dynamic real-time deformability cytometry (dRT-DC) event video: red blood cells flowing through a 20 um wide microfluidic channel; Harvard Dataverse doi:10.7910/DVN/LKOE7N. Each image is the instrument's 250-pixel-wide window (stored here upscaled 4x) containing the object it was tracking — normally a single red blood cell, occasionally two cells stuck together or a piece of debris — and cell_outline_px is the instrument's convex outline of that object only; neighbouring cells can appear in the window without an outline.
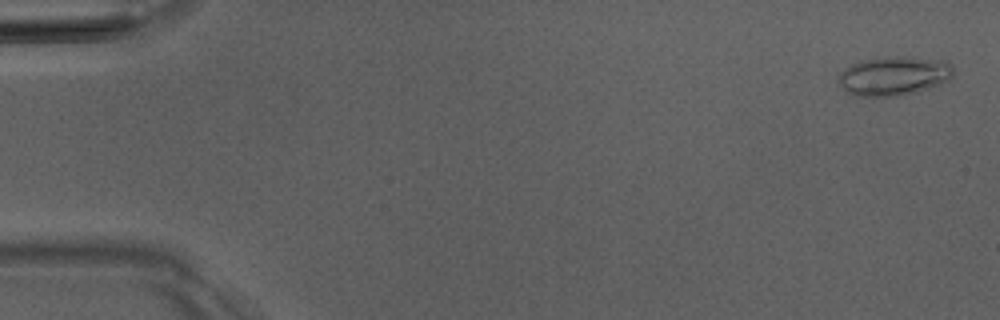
{"species": "Egyptian fruit bat (a non-hibernating species)", "species_latin": "Rousettus aegyptiacus", "temperature_condition": "room temperature", "stored_images_in_passage": 5, "camera_frame_rate_fps": 3000, "um_per_image_px": 0.085, "animal": {"sex": "male"}, "frame": {"image": 1, "passage_image": 1, "time_ms": 0.0, "image_size_px": [1000, 320], "cell_outline_px": [[952, 76], [948, 80], [928, 88], [916, 92], [896, 96], [856, 96], [848, 92], [840, 84], [840, 72], [844, 68], [852, 64], [864, 60], [896, 56], [904, 56], [944, 60], [952, 68]], "centroid_in_image_um": [75.98, 6.45], "position_along_channel_um": 9.0, "area_um2": 25.72}}